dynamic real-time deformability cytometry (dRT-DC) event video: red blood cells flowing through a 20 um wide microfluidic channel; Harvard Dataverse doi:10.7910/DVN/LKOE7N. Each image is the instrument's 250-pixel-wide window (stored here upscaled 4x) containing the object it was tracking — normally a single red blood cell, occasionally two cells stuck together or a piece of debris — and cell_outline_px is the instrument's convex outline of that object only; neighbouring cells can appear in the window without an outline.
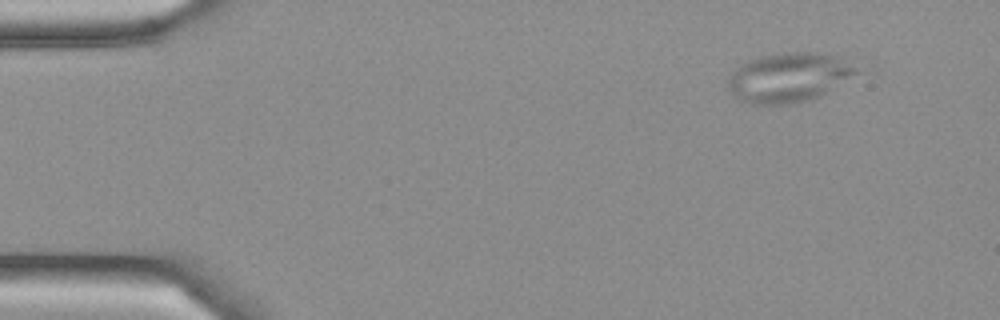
{"species": "Egyptian fruit bat (a non-hibernating species)", "species_latin": "Rousettus aegyptiacus", "temperature_condition": "cold", "stored_images_in_passage": 6, "camera_frame_rate_fps": 3000, "um_per_image_px": 0.085, "frame": {"image": 1, "passage_image": 1, "time_ms": 0.0, "image_size_px": [1000, 320], "cell_outline_px": [[856, 72], [824, 92], [816, 96], [804, 100], [788, 104], [752, 104], [740, 100], [732, 96], [728, 88], [728, 80], [732, 72], [740, 64], [764, 56], [788, 52], [820, 52], [836, 56], [856, 68]], "centroid_in_image_um": [66.93, 6.58], "position_along_channel_um": 18.1, "area_um2": 35.78}}